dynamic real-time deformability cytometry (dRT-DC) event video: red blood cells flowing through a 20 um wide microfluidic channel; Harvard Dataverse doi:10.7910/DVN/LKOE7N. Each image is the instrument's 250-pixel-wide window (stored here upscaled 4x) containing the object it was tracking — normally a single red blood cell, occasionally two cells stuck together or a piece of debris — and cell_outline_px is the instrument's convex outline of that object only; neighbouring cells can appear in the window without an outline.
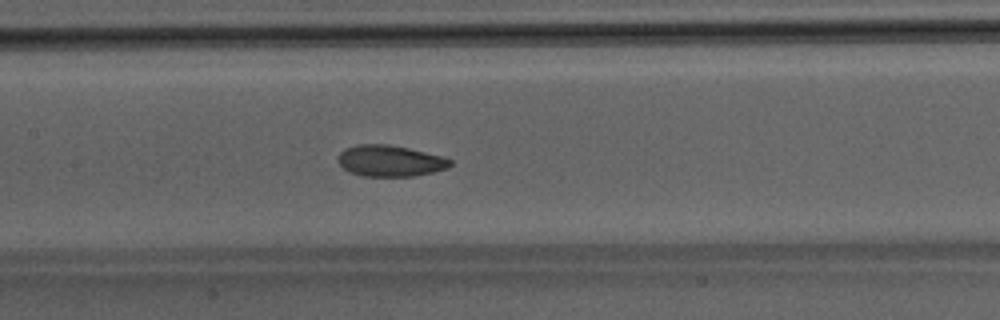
{"species": "Egyptian fruit bat (a non-hibernating species)", "species_latin": "Rousettus aegyptiacus", "temperature_condition": "room temperature", "stored_images_in_passage": 49, "camera_frame_rate_fps": 3000, "um_per_image_px": 0.085, "animal": {"sex": "male"}, "frame": {"image": 1, "passage_image": 24, "time_ms": 7.667, "image_size_px": [1000, 320], "cell_outline_px": [[452, 164], [448, 168], [432, 172], [412, 176], [364, 176], [352, 172], [344, 168], [340, 164], [340, 152], [344, 148], [356, 144], [388, 144], [408, 148], [440, 156], [452, 160]], "centroid_in_image_um": [33.16, 13.66], "position_along_channel_um": 174.2, "area_um2": 20.11}}
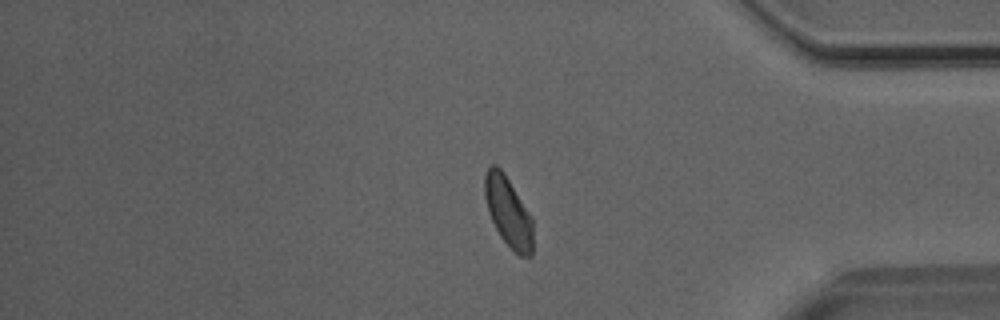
{"frame": {"image": 2, "passage_image": 41, "time_ms": 13.333, "image_size_px": [1000, 320], "cell_outline_px": [[532, 256], [516, 256], [512, 252], [500, 236], [488, 212], [484, 196], [484, 172], [492, 164], [496, 164], [504, 172], [532, 216]], "centroid_in_image_um": [43.19, 18.01], "position_along_channel_um": 392.0, "area_um2": 20.0}}
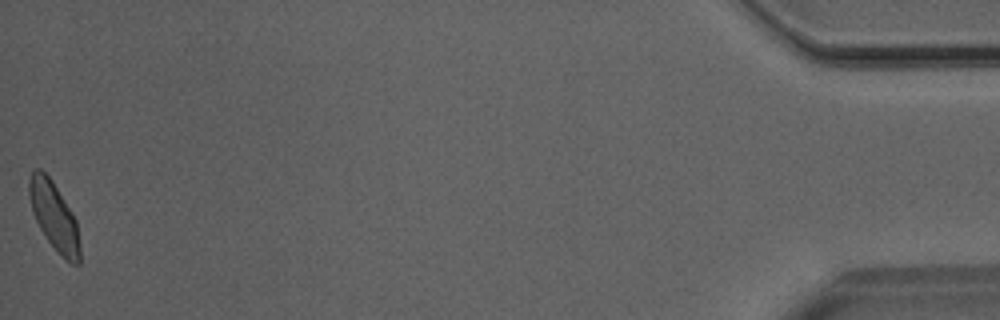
{"frame": {"image": 3, "passage_image": 49, "time_ms": 16.0, "image_size_px": [1000, 320], "cell_outline_px": [[80, 264], [72, 264], [64, 260], [48, 240], [40, 228], [32, 212], [28, 196], [28, 180], [32, 172], [36, 168], [40, 168], [52, 180], [72, 212], [76, 220], [80, 244]], "centroid_in_image_um": [4.6, 18.39], "position_along_channel_um": 430.6, "area_um2": 20.23}}